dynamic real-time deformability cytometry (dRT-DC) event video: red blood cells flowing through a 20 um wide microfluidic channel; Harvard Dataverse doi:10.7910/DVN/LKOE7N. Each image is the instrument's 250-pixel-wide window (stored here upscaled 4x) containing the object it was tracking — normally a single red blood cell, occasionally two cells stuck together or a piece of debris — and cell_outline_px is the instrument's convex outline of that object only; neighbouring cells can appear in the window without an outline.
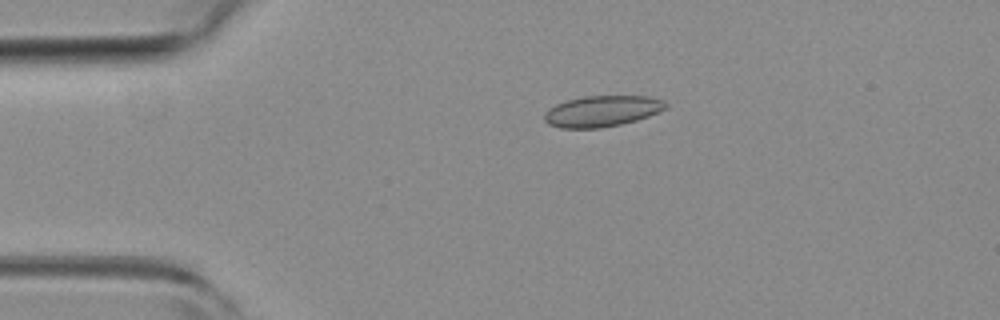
{"species": "common noctule bat (a hibernating species)", "species_latin": "Nyctalus noctula", "temperature_condition": "room temperature", "stored_images_in_passage": 29, "camera_frame_rate_fps": 3000, "um_per_image_px": 0.085, "animal": {"sex": "female", "body_mass_g": 19.3, "forearm_length_mm": 54.1}, "frame": {"image": 1, "passage_image": 3, "time_ms": 0.667, "image_size_px": [1000, 320], "cell_outline_px": [[668, 104], [664, 108], [648, 116], [636, 120], [620, 124], [600, 128], [560, 128], [548, 124], [544, 120], [544, 112], [556, 104], [568, 100], [584, 96], [648, 96], [664, 100]], "centroid_in_image_um": [51.14, 9.45], "position_along_channel_um": 33.9, "area_um2": 21.79}}